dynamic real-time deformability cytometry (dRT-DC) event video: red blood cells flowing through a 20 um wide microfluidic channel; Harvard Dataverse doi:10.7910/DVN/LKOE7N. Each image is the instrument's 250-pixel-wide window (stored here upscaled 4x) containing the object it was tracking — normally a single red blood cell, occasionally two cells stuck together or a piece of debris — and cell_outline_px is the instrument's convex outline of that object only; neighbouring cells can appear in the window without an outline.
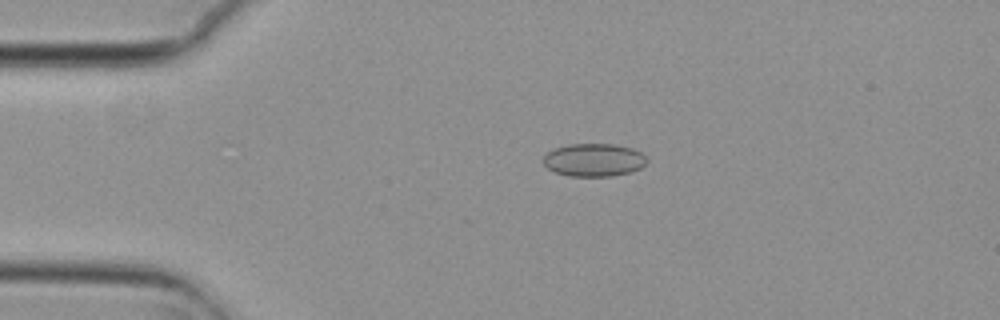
{"species": "common noctule bat (a hibernating species)", "species_latin": "Nyctalus noctula", "temperature_condition": "cold", "stored_images_in_passage": 3, "camera_frame_rate_fps": 3000, "um_per_image_px": 0.085, "animal": {"sex": "female", "body_mass_g": 29.2, "forearm_length_mm": 56.3}, "frame": {"image": 1, "passage_image": 2, "time_ms": 0.333, "image_size_px": [1000, 320], "cell_outline_px": [[648, 160], [640, 168], [628, 172], [612, 176], [568, 176], [556, 172], [548, 168], [544, 164], [544, 156], [552, 148], [568, 144], [616, 144], [632, 148], [640, 152]], "centroid_in_image_um": [50.46, 13.58], "position_along_channel_um": 34.5, "area_um2": 19.83}}